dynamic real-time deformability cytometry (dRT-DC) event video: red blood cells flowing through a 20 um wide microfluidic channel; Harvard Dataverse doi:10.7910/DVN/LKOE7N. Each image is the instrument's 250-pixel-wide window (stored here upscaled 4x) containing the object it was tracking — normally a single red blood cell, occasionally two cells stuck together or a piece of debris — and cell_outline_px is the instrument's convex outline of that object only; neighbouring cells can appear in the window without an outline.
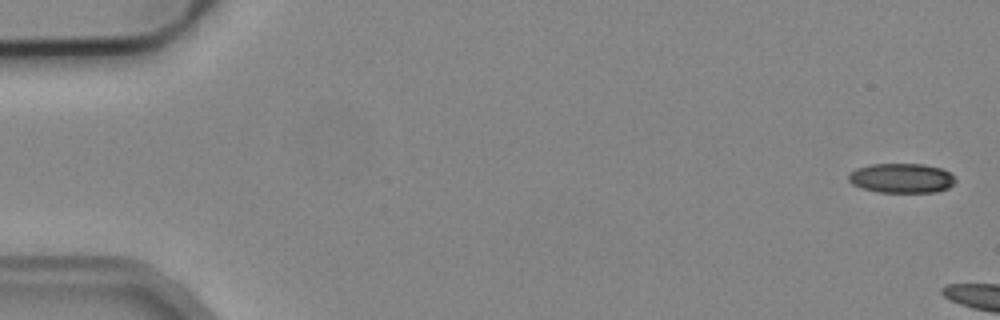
{"species": "common noctule bat (a hibernating species)", "species_latin": "Nyctalus noctula", "temperature_condition": "cold", "stored_images_in_passage": 5, "camera_frame_rate_fps": 3000, "um_per_image_px": 0.085, "animal": {"sex": "male", "body_mass_g": 19.2, "forearm_length_mm": 51.8}, "frame": {"image": 1, "passage_image": 1, "time_ms": 0.0, "image_size_px": [1000, 320], "cell_outline_px": [[956, 180], [948, 188], [936, 192], [876, 192], [860, 188], [852, 184], [848, 180], [848, 176], [856, 168], [872, 164], [924, 164], [940, 168], [948, 172]], "centroid_in_image_um": [76.6, 15.15], "position_along_channel_um": 8.4, "area_um2": 18.38}}
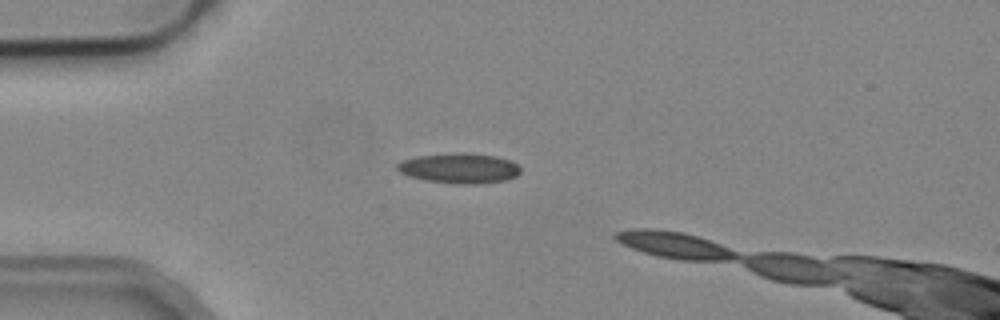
{"frame": {"image": 2, "passage_image": 4, "time_ms": 4.333, "image_size_px": [1000, 320], "cell_outline_px": [[520, 172], [516, 176], [508, 180], [476, 184], [460, 184], [428, 180], [408, 176], [400, 172], [396, 168], [396, 164], [400, 160], [416, 156], [456, 152], [464, 152], [496, 156], [508, 160], [516, 164], [520, 168]], "centroid_in_image_um": [39.02, 14.29], "position_along_channel_um": 46.0, "area_um2": 21.73}}